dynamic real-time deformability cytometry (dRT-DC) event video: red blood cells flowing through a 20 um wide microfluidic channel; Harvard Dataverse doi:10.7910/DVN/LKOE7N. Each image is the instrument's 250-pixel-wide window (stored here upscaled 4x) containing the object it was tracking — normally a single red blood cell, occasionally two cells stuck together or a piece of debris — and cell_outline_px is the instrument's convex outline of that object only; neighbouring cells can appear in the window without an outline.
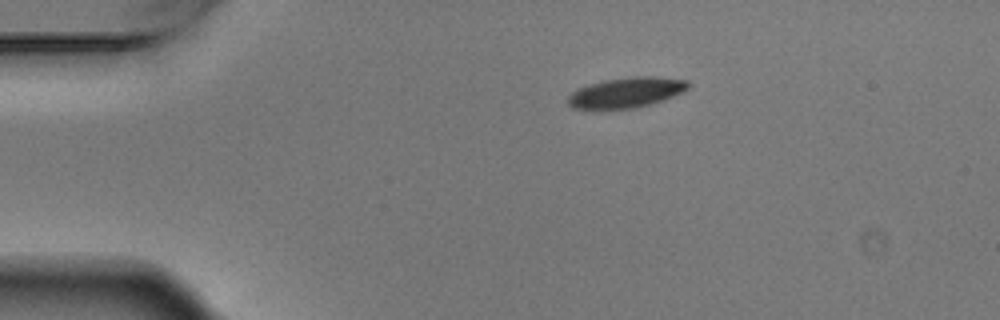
{"species": "Egyptian fruit bat (a non-hibernating species)", "species_latin": "Rousettus aegyptiacus", "temperature_condition": "warm", "stored_images_in_passage": 8, "camera_frame_rate_fps": 3000, "um_per_image_px": 0.085, "animal": {"sex": "male"}, "frame": {"image": 1, "passage_image": 1, "time_ms": 0.0, "image_size_px": [1000, 320], "cell_outline_px": [[688, 88], [672, 96], [636, 108], [572, 108], [568, 104], [568, 96], [576, 88], [588, 84], [604, 80], [632, 76], [652, 76], [688, 80]], "centroid_in_image_um": [53.19, 7.84], "position_along_channel_um": 31.8, "area_um2": 20.87}}
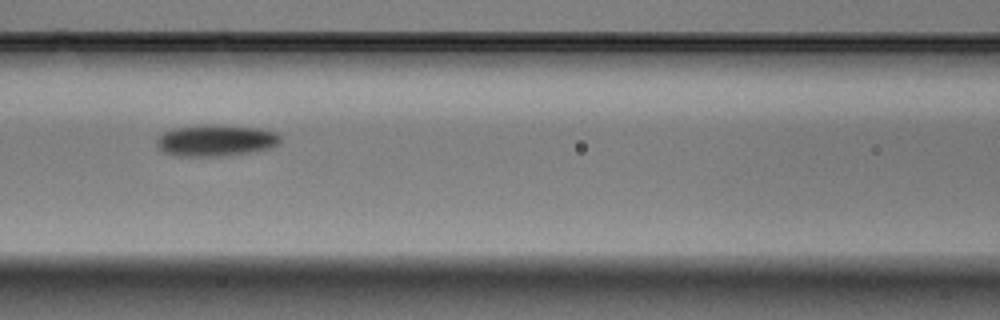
{"frame": {"image": 2, "passage_image": 5, "time_ms": 1.333, "image_size_px": [1000, 320], "cell_outline_px": [[280, 140], [276, 144], [268, 148], [256, 152], [228, 156], [172, 156], [160, 152], [156, 144], [156, 140], [164, 132], [172, 128], [200, 124], [208, 124], [264, 128], [276, 132], [280, 136]], "centroid_in_image_um": [18.31, 11.94], "position_along_channel_um": 148.3, "area_um2": 23.29}}
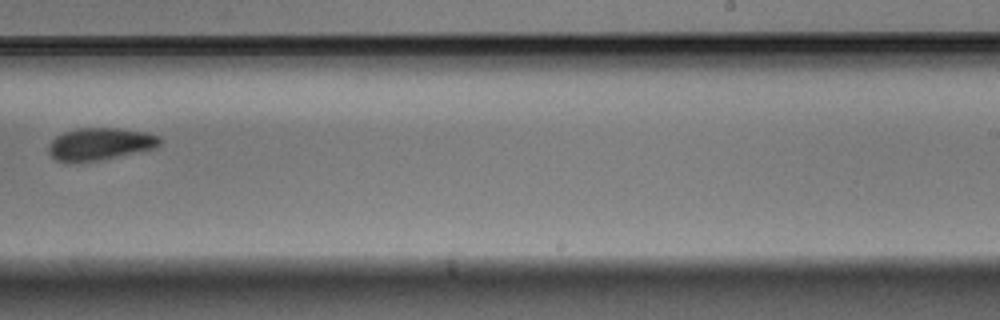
{"frame": {"image": 3, "passage_image": 8, "time_ms": 2.333, "image_size_px": [1000, 320], "cell_outline_px": [[164, 140], [156, 148], [100, 160], [72, 164], [56, 160], [48, 152], [48, 144], [56, 136], [64, 132], [76, 128], [120, 128], [148, 132], [160, 136]], "centroid_in_image_um": [8.51, 12.24], "position_along_channel_um": 280.5, "area_um2": 21.44}}